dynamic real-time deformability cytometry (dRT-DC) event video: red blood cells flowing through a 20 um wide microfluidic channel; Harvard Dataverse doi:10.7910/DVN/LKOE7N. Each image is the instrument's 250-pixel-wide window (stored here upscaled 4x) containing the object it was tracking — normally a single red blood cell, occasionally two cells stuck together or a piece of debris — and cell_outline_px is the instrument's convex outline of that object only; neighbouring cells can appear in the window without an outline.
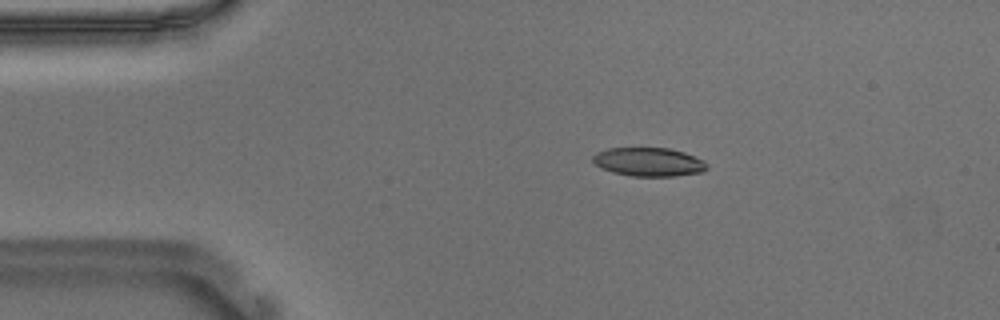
{"species": "Egyptian fruit bat (a non-hibernating species)", "species_latin": "Rousettus aegyptiacus", "temperature_condition": "warm", "stored_images_in_passage": 45, "camera_frame_rate_fps": 3000, "um_per_image_px": 0.085, "animal": {"sex": "male"}, "frame": {"image": 1, "passage_image": 1, "time_ms": 0.0, "image_size_px": [1000, 320], "cell_outline_px": [[708, 168], [704, 172], [676, 176], [632, 176], [612, 172], [596, 164], [592, 160], [592, 156], [596, 152], [608, 148], [668, 148], [684, 152], [704, 160], [708, 164]], "centroid_in_image_um": [55.18, 13.76], "position_along_channel_um": 29.8, "area_um2": 19.13}}
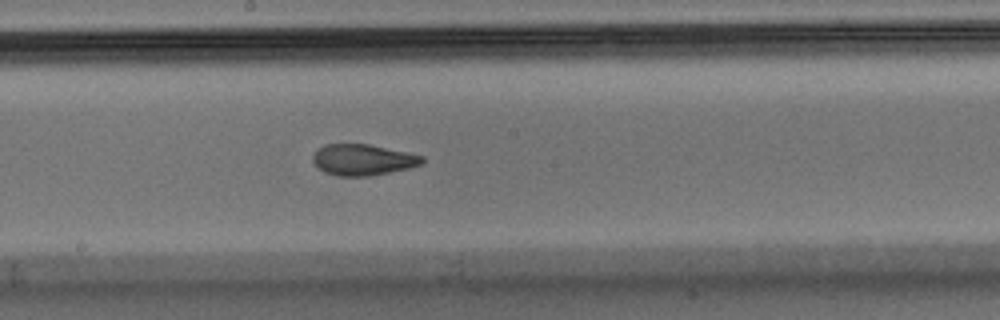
{"frame": {"image": 2, "passage_image": 20, "time_ms": 6.333, "image_size_px": [1000, 320], "cell_outline_px": [[424, 164], [408, 168], [372, 176], [336, 176], [324, 172], [316, 168], [312, 160], [312, 156], [324, 144], [368, 144], [408, 152], [424, 156]], "centroid_in_image_um": [30.84, 13.59], "position_along_channel_um": 217.4, "area_um2": 20.0}}
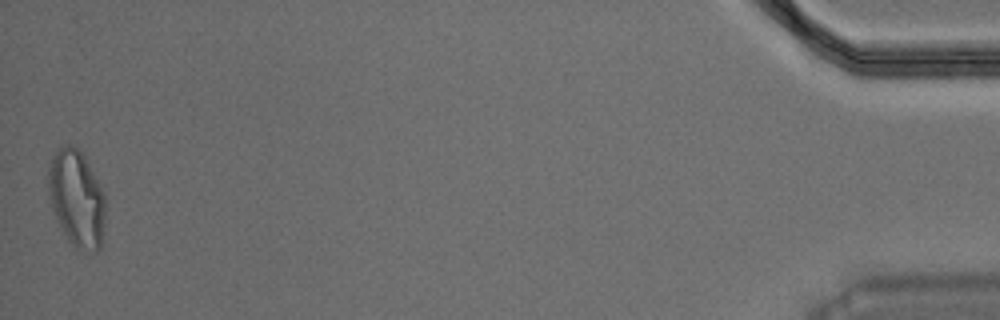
{"frame": {"image": 3, "passage_image": 45, "time_ms": 14.667, "image_size_px": [1000, 320], "cell_outline_px": [[104, 224], [100, 248], [96, 252], [92, 252], [76, 248], [68, 240], [56, 220], [52, 208], [48, 192], [48, 164], [52, 156], [60, 148], [68, 144], [72, 144], [84, 156], [104, 192]], "centroid_in_image_um": [6.5, 16.88], "position_along_channel_um": 428.7, "area_um2": 32.08}, "authors_computed_cell_mechanics": {"area_um2": 20.5768, "velocity_mm_per_s": 3.6871, "shape_relaxation_time_tau1_ms": null, "shape_relaxation_time_tau2_ms": 1.498, "deformation_change_tau1": null, "deformation_change_tau2": 0.0775}}